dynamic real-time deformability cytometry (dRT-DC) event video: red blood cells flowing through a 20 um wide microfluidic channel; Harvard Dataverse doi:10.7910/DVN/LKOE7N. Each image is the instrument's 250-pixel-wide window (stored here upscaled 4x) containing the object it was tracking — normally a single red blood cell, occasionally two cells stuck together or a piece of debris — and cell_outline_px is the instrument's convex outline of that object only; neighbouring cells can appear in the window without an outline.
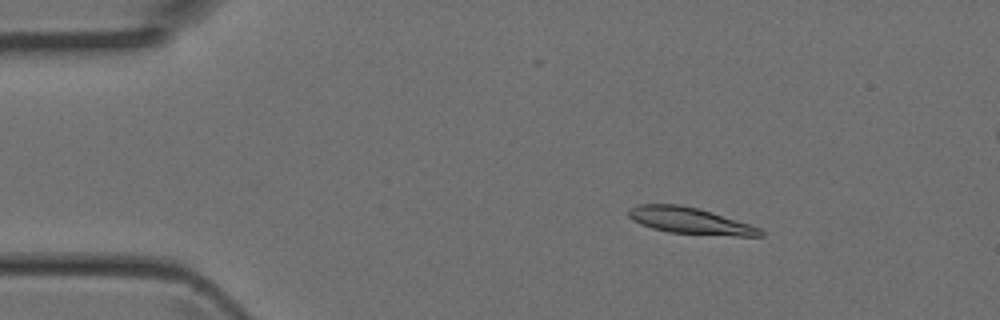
{"species": "Egyptian fruit bat (a non-hibernating species)", "species_latin": "Rousettus aegyptiacus", "temperature_condition": "room temperature", "stored_images_in_passage": 3, "camera_frame_rate_fps": 3000, "um_per_image_px": 0.085, "animal": {"sex": "female"}, "frame": {"image": 1, "passage_image": 2, "time_ms": 0.333, "image_size_px": [1000, 320], "cell_outline_px": [[764, 236], [736, 236], [668, 232], [652, 228], [640, 224], [632, 220], [628, 216], [628, 208], [636, 204], [680, 204], [712, 212], [760, 228], [764, 232]], "centroid_in_image_um": [58.6, 18.76], "position_along_channel_um": 26.4, "area_um2": 20.23}}